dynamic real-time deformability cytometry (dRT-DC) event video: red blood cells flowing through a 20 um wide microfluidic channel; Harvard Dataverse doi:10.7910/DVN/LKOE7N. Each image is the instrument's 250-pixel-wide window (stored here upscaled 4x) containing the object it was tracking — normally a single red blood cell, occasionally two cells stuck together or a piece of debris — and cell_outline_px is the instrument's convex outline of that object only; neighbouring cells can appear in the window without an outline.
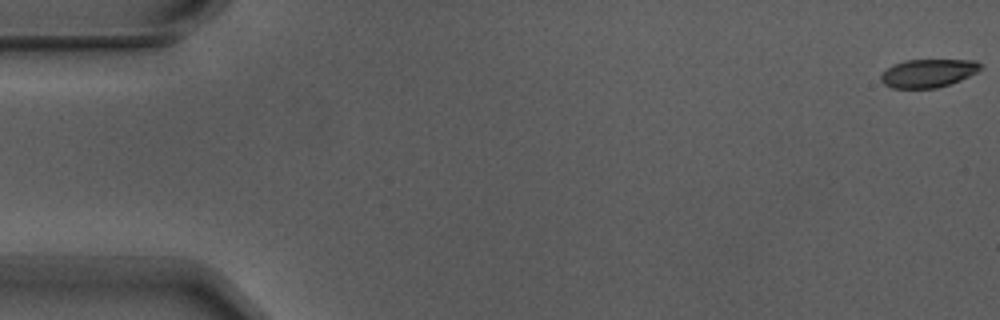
{"species": "Egyptian fruit bat (a non-hibernating species)", "species_latin": "Rousettus aegyptiacus", "temperature_condition": "warm", "stored_images_in_passage": 6, "camera_frame_rate_fps": 3000, "um_per_image_px": 0.085, "animal": {"sex": "male"}, "frame": {"image": 1, "passage_image": 1, "time_ms": 0.0, "image_size_px": [1000, 320], "cell_outline_px": [[984, 68], [960, 80], [936, 88], [892, 88], [884, 84], [880, 80], [880, 76], [888, 68], [904, 60], [976, 60]], "centroid_in_image_um": [78.9, 6.22], "position_along_channel_um": 6.1, "area_um2": 16.24}}